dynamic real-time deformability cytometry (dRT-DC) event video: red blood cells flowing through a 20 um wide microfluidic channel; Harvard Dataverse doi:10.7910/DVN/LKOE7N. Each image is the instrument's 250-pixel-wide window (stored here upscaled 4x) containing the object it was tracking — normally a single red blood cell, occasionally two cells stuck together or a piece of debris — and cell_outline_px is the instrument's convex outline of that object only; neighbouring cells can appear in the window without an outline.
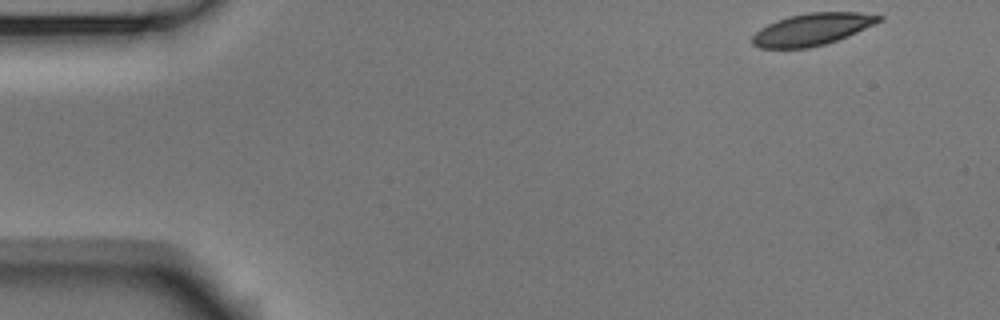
{"species": "Egyptian fruit bat (a non-hibernating species)", "species_latin": "Rousettus aegyptiacus", "temperature_condition": "room temperature", "stored_images_in_passage": 51, "camera_frame_rate_fps": 3000, "um_per_image_px": 0.085, "animal": {"sex": "male"}, "frame": {"image": 1, "passage_image": 1, "time_ms": 0.0, "image_size_px": [1000, 320], "cell_outline_px": [[884, 20], [876, 24], [848, 36], [824, 44], [808, 48], [760, 48], [752, 44], [752, 36], [760, 28], [776, 20], [788, 16], [808, 12], [860, 12], [884, 16]], "centroid_in_image_um": [69.06, 2.48], "position_along_channel_um": 15.9, "area_um2": 23.76}}
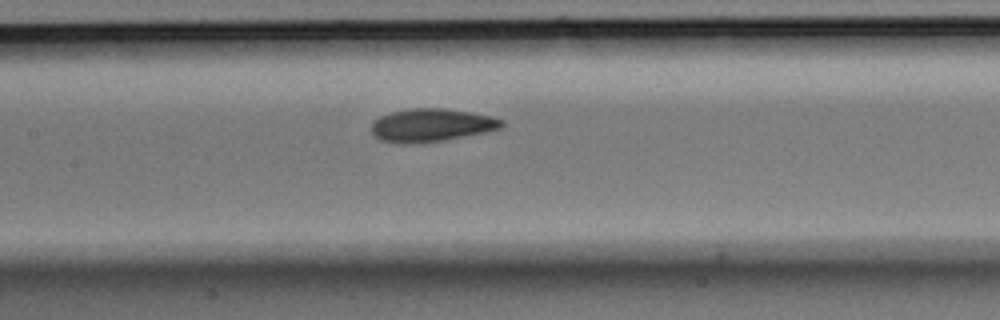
{"frame": {"image": 2, "passage_image": 22, "time_ms": 7.0, "image_size_px": [1000, 320], "cell_outline_px": [[504, 128], [488, 132], [444, 140], [412, 144], [400, 144], [380, 140], [372, 132], [372, 120], [380, 116], [392, 112], [408, 108], [444, 108], [468, 112], [488, 116], [504, 120]], "centroid_in_image_um": [36.67, 10.65], "position_along_channel_um": 170.7, "area_um2": 25.26}}
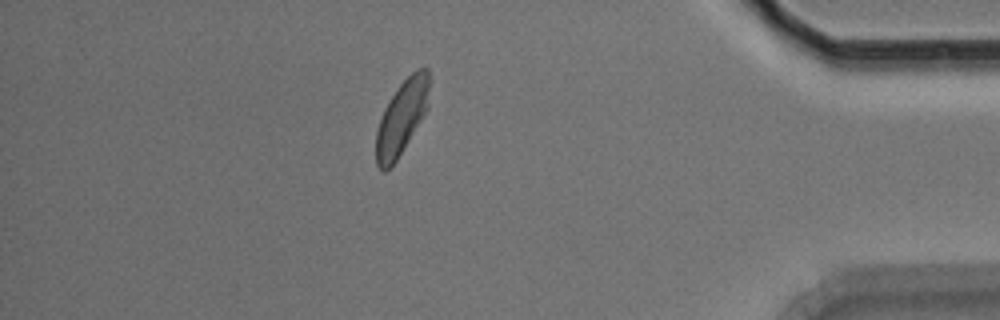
{"frame": {"image": 3, "passage_image": 44, "time_ms": 14.333, "image_size_px": [1000, 320], "cell_outline_px": [[428, 108], [396, 160], [384, 172], [376, 164], [376, 132], [384, 108], [396, 88], [412, 72], [420, 68], [428, 68]], "centroid_in_image_um": [34.13, 9.97], "position_along_channel_um": 401.1, "area_um2": 22.43}, "authors_computed_cell_mechanics": {"area_um2": 24.2182, "velocity_mm_per_s": 3.6774, "shape_relaxation_time_tau1_ms": 4.0483, "shape_relaxation_time_tau2_ms": 1.8881, "deformation_change_tau1": 0.1352, "deformation_change_tau2": 0.0727}}